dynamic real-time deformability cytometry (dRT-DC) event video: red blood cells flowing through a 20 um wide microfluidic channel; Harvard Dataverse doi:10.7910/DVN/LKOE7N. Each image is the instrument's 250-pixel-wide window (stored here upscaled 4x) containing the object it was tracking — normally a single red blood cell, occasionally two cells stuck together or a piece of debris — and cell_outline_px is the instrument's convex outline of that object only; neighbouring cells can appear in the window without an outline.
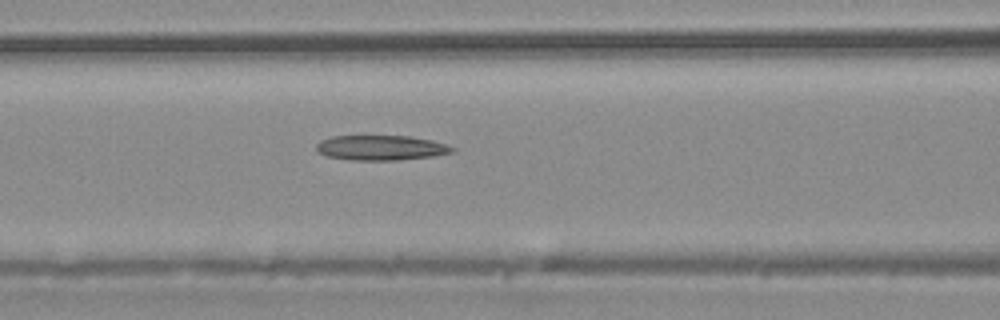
{"species": "common noctule bat (a hibernating species)", "species_latin": "Nyctalus noctula", "temperature_condition": "warm", "stored_images_in_passage": 5, "camera_frame_rate_fps": 3000, "um_per_image_px": 0.085, "animal": {"sex": "male", "body_mass_g": 20.4}, "frame": {"image": 1, "passage_image": 5, "time_ms": 4.667, "image_size_px": [1000, 320], "cell_outline_px": [[456, 152], [432, 156], [400, 160], [352, 160], [324, 156], [316, 148], [316, 144], [320, 140], [332, 136], [408, 136], [432, 140], [448, 144], [456, 148]], "centroid_in_image_um": [32.41, 12.56], "position_along_channel_um": 134.2, "area_um2": 19.94}}